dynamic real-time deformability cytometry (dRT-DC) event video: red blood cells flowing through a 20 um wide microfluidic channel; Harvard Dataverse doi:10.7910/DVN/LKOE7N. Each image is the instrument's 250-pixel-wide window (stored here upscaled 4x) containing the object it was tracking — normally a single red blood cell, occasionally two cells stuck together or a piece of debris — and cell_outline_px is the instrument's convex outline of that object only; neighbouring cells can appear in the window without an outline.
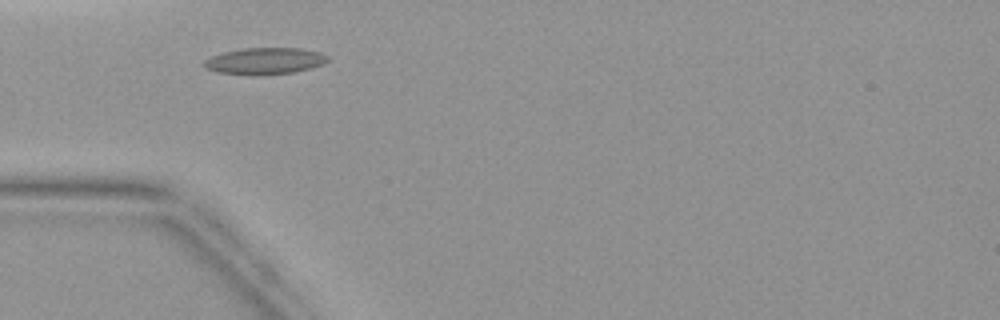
{"species": "common noctule bat (a hibernating species)", "species_latin": "Nyctalus noctula", "temperature_condition": "warm", "stored_images_in_passage": 3, "camera_frame_rate_fps": 3000, "um_per_image_px": 0.085, "animal": {"sex": "female", "body_mass_g": 19.9}, "frame": {"image": 1, "passage_image": 2, "time_ms": 2.0, "image_size_px": [1000, 320], "cell_outline_px": [[328, 60], [324, 64], [312, 68], [292, 72], [256, 76], [248, 76], [216, 72], [204, 68], [204, 60], [212, 56], [224, 52], [244, 48], [300, 48], [320, 52], [328, 56]], "centroid_in_image_um": [22.49, 5.2], "position_along_channel_um": 62.5, "area_um2": 19.42}}
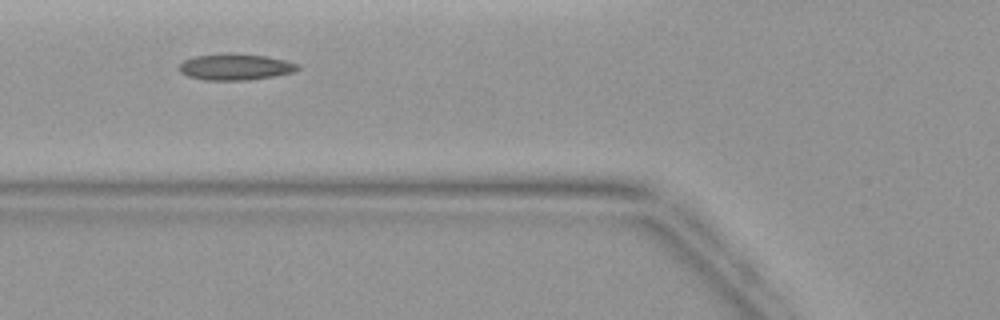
{"frame": {"image": 2, "passage_image": 3, "time_ms": 3.0, "image_size_px": [1000, 320], "cell_outline_px": [[300, 68], [292, 72], [276, 76], [248, 80], [204, 80], [188, 76], [180, 72], [180, 64], [184, 60], [196, 56], [264, 56], [284, 60], [300, 64]], "centroid_in_image_um": [20.04, 5.74], "position_along_channel_um": 105.8, "area_um2": 17.22}}